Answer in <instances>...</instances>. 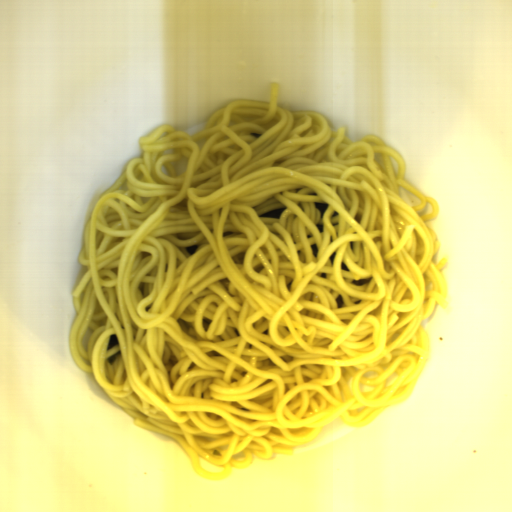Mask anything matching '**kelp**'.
<instances>
[{
  "mask_svg": "<svg viewBox=\"0 0 512 512\" xmlns=\"http://www.w3.org/2000/svg\"><path fill=\"white\" fill-rule=\"evenodd\" d=\"M314 207L315 209H318L319 212L321 213L322 217L323 215L325 214V212L327 211V208H328V204H322V203H316L314 204Z\"/></svg>",
  "mask_w": 512,
  "mask_h": 512,
  "instance_id": "4",
  "label": "kelp"
},
{
  "mask_svg": "<svg viewBox=\"0 0 512 512\" xmlns=\"http://www.w3.org/2000/svg\"><path fill=\"white\" fill-rule=\"evenodd\" d=\"M197 250H198L197 245H191V246L185 247L186 253H188L190 255L195 254L197 252Z\"/></svg>",
  "mask_w": 512,
  "mask_h": 512,
  "instance_id": "6",
  "label": "kelp"
},
{
  "mask_svg": "<svg viewBox=\"0 0 512 512\" xmlns=\"http://www.w3.org/2000/svg\"><path fill=\"white\" fill-rule=\"evenodd\" d=\"M371 280H372V277L371 278H364V279H360V280H354L353 279L352 283L359 287V286H364V285L370 283Z\"/></svg>",
  "mask_w": 512,
  "mask_h": 512,
  "instance_id": "3",
  "label": "kelp"
},
{
  "mask_svg": "<svg viewBox=\"0 0 512 512\" xmlns=\"http://www.w3.org/2000/svg\"><path fill=\"white\" fill-rule=\"evenodd\" d=\"M118 339H117V335L116 333L115 334H111L108 338V342H107V347H106V350H110L114 347H116L118 345Z\"/></svg>",
  "mask_w": 512,
  "mask_h": 512,
  "instance_id": "2",
  "label": "kelp"
},
{
  "mask_svg": "<svg viewBox=\"0 0 512 512\" xmlns=\"http://www.w3.org/2000/svg\"><path fill=\"white\" fill-rule=\"evenodd\" d=\"M251 136L255 137V138H260L262 136V134H256V133H251Z\"/></svg>",
  "mask_w": 512,
  "mask_h": 512,
  "instance_id": "12",
  "label": "kelp"
},
{
  "mask_svg": "<svg viewBox=\"0 0 512 512\" xmlns=\"http://www.w3.org/2000/svg\"><path fill=\"white\" fill-rule=\"evenodd\" d=\"M316 226H317L319 232L324 233V225L317 223Z\"/></svg>",
  "mask_w": 512,
  "mask_h": 512,
  "instance_id": "9",
  "label": "kelp"
},
{
  "mask_svg": "<svg viewBox=\"0 0 512 512\" xmlns=\"http://www.w3.org/2000/svg\"><path fill=\"white\" fill-rule=\"evenodd\" d=\"M121 353V351H116L111 356H109L106 361L111 365L120 357Z\"/></svg>",
  "mask_w": 512,
  "mask_h": 512,
  "instance_id": "5",
  "label": "kelp"
},
{
  "mask_svg": "<svg viewBox=\"0 0 512 512\" xmlns=\"http://www.w3.org/2000/svg\"><path fill=\"white\" fill-rule=\"evenodd\" d=\"M336 255H337V252L335 251V252H334V253L329 257V260H330V262L332 263V265H333V262H334V259H335Z\"/></svg>",
  "mask_w": 512,
  "mask_h": 512,
  "instance_id": "11",
  "label": "kelp"
},
{
  "mask_svg": "<svg viewBox=\"0 0 512 512\" xmlns=\"http://www.w3.org/2000/svg\"><path fill=\"white\" fill-rule=\"evenodd\" d=\"M288 207H277L271 210H268L258 216L260 217H266V218H279L280 215L283 213V211Z\"/></svg>",
  "mask_w": 512,
  "mask_h": 512,
  "instance_id": "1",
  "label": "kelp"
},
{
  "mask_svg": "<svg viewBox=\"0 0 512 512\" xmlns=\"http://www.w3.org/2000/svg\"><path fill=\"white\" fill-rule=\"evenodd\" d=\"M340 267H341V269H342V270H344L345 272H346V271H349V269H348V267H347L346 263L341 262Z\"/></svg>",
  "mask_w": 512,
  "mask_h": 512,
  "instance_id": "10",
  "label": "kelp"
},
{
  "mask_svg": "<svg viewBox=\"0 0 512 512\" xmlns=\"http://www.w3.org/2000/svg\"><path fill=\"white\" fill-rule=\"evenodd\" d=\"M310 247H311V250L313 251L314 257L317 258L319 250H318L316 244L310 245Z\"/></svg>",
  "mask_w": 512,
  "mask_h": 512,
  "instance_id": "8",
  "label": "kelp"
},
{
  "mask_svg": "<svg viewBox=\"0 0 512 512\" xmlns=\"http://www.w3.org/2000/svg\"><path fill=\"white\" fill-rule=\"evenodd\" d=\"M336 302V308H340L344 305V301L341 297V295H338V297L335 299Z\"/></svg>",
  "mask_w": 512,
  "mask_h": 512,
  "instance_id": "7",
  "label": "kelp"
}]
</instances>
